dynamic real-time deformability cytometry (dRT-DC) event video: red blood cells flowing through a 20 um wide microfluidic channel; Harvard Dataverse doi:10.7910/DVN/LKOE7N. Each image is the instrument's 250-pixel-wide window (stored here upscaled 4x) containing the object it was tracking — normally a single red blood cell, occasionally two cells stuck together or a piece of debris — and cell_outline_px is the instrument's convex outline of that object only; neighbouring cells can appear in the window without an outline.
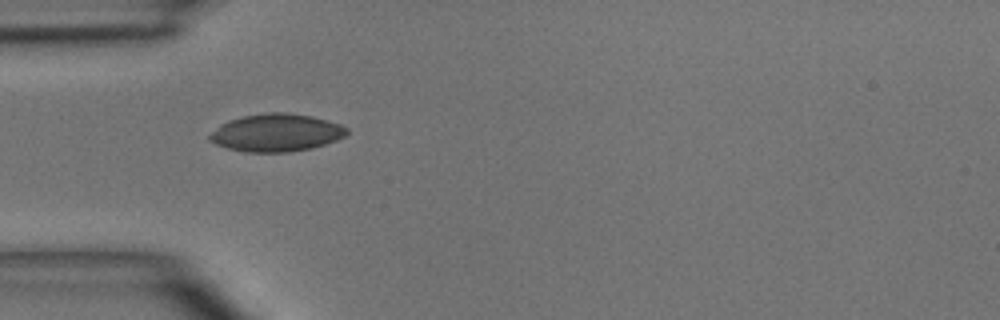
{"species": "common noctule bat (a hibernating species)", "species_latin": "Nyctalus noctula", "temperature_condition": "room temperature", "stored_images_in_passage": 4, "camera_frame_rate_fps": 3000, "um_per_image_px": 0.085, "animal": {"sex": "male", "body_mass_g": 15.6}, "frame": {"image": 1, "passage_image": 1, "time_ms": 0.0, "image_size_px": [1000, 320], "cell_outline_px": [[348, 132], [344, 136], [336, 140], [312, 148], [288, 152], [244, 152], [228, 148], [216, 144], [208, 140], [208, 136], [220, 124], [228, 120], [244, 116], [268, 112], [288, 112], [312, 116], [340, 124], [348, 128]], "centroid_in_image_um": [23.47, 11.28], "position_along_channel_um": 61.5, "area_um2": 30.11}}
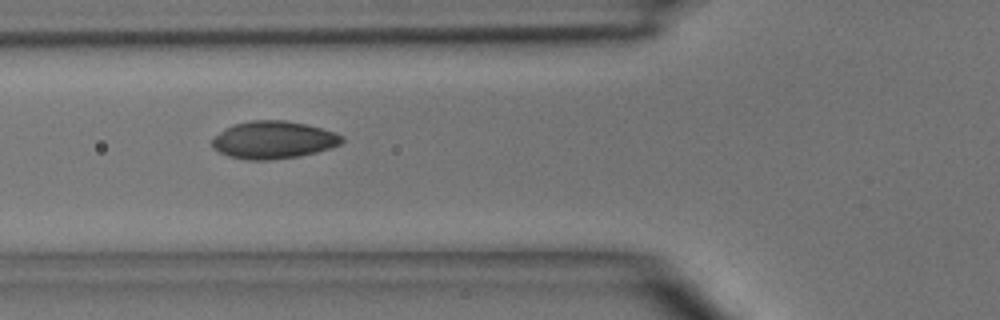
{"frame": {"image": 2, "passage_image": 2, "time_ms": 1.0, "image_size_px": [1000, 320], "cell_outline_px": [[344, 140], [340, 144], [316, 152], [300, 156], [268, 160], [248, 160], [228, 156], [212, 148], [212, 140], [224, 128], [232, 124], [252, 120], [284, 120], [304, 124], [336, 132], [344, 136]], "centroid_in_image_um": [23.23, 11.89], "position_along_channel_um": 102.6, "area_um2": 28.38}}
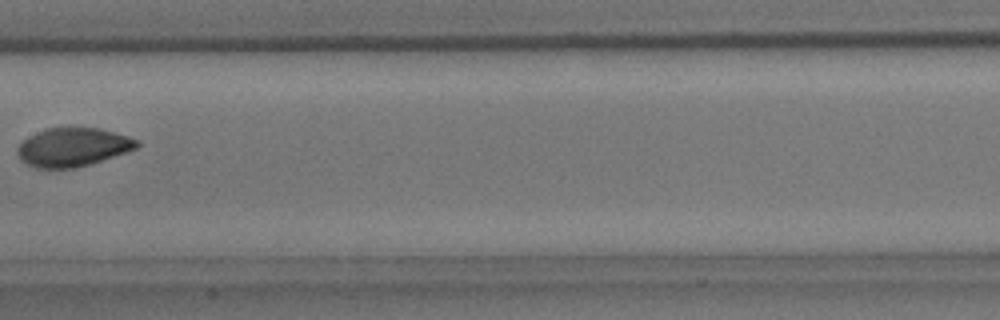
{"frame": {"image": 3, "passage_image": 4, "time_ms": 3.333, "image_size_px": [1000, 320], "cell_outline_px": [[140, 144], [136, 148], [128, 152], [88, 164], [72, 168], [36, 168], [20, 160], [16, 152], [16, 148], [24, 140], [48, 128], [100, 128], [128, 136], [136, 140]], "centroid_in_image_um": [6.2, 12.51], "position_along_channel_um": 201.2, "area_um2": 26.47}}